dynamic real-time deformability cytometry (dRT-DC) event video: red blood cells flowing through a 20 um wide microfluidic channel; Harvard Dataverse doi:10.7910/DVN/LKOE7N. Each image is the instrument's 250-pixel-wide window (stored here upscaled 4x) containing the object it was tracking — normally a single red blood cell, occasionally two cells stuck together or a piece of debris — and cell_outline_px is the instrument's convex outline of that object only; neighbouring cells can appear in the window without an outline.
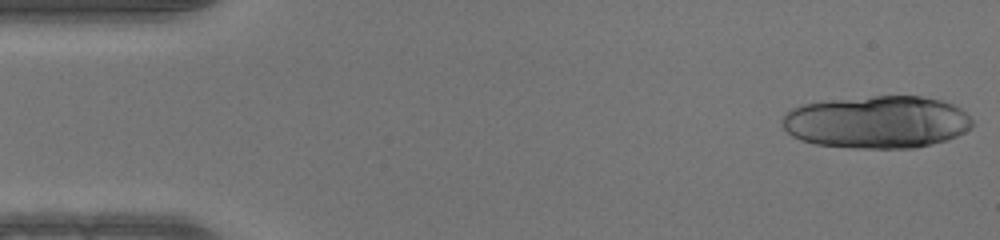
{"species": "human", "species_latin": "Homo sapiens", "temperature_condition": "warm", "stored_images_in_passage": 19, "camera_frame_rate_fps": 3000, "um_per_image_px": 0.085, "donor": {"sex": "male"}, "frame": {"image": 1, "passage_image": 1, "time_ms": 0.0, "image_size_px": [1000, 240], "cell_outline_px": [[972, 128], [948, 140], [916, 148], [852, 148], [816, 144], [800, 140], [792, 136], [780, 124], [780, 120], [792, 108], [800, 104], [828, 100], [872, 96], [920, 96], [944, 100], [960, 108], [972, 120]], "centroid_in_image_um": [74.53, 10.37], "position_along_channel_um": 10.5, "area_um2": 58.61}}